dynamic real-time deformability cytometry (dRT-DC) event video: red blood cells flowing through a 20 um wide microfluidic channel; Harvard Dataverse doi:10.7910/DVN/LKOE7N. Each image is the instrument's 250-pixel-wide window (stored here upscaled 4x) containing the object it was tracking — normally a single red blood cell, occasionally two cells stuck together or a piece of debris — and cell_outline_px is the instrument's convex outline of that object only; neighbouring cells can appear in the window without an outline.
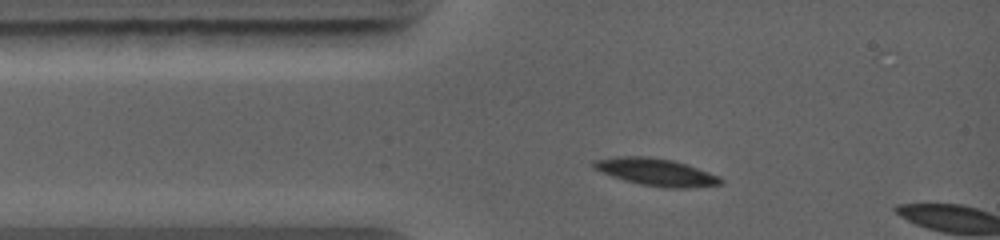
{"species": "common noctule bat (a hibernating species)", "species_latin": "Nyctalus noctula", "temperature_condition": "warm", "stored_images_in_passage": 4, "camera_frame_rate_fps": 5000, "um_per_image_px": 0.085, "animal": {"sex": "female", "body_mass_g": 19.0, "forearm_length_mm": 56.7}, "frame": {"image": 1, "passage_image": 1, "time_ms": 0.0, "image_size_px": [1000, 240], "cell_outline_px": [[724, 184], [688, 188], [664, 188], [640, 184], [624, 180], [600, 172], [592, 168], [592, 160], [616, 156], [648, 156], [672, 160], [688, 164], [720, 176], [724, 180]], "centroid_in_image_um": [55.77, 14.62], "position_along_channel_um": 29.2, "area_um2": 20.58}}